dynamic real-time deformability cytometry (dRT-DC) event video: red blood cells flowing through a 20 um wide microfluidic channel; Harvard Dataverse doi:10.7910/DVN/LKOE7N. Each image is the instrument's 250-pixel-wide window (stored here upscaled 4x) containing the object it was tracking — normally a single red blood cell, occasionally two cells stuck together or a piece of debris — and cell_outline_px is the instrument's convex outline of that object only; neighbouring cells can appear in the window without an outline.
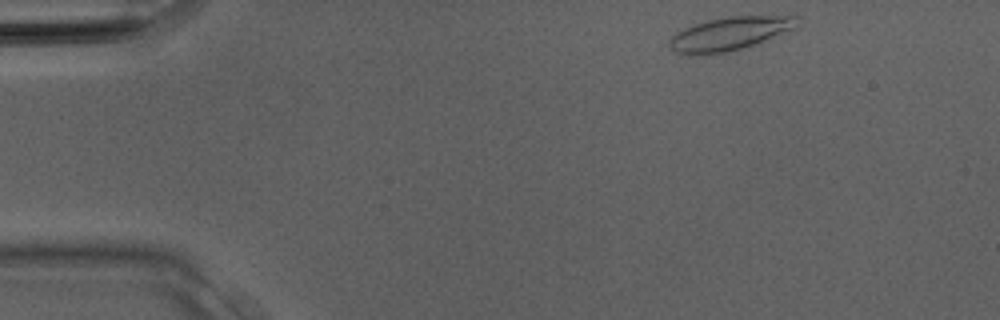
{"species": "Egyptian fruit bat (a non-hibernating species)", "species_latin": "Rousettus aegyptiacus", "temperature_condition": "room temperature", "stored_images_in_passage": 29, "camera_frame_rate_fps": 3000, "um_per_image_px": 0.085, "animal": {"sex": "male"}, "frame": {"image": 1, "passage_image": 1, "time_ms": 0.0, "image_size_px": [1000, 320], "cell_outline_px": [[800, 28], [728, 52], [700, 56], [688, 56], [676, 52], [668, 44], [668, 40], [676, 32], [692, 24], [708, 20], [728, 16], [800, 16]], "centroid_in_image_um": [62.03, 2.87], "position_along_channel_um": 23.0, "area_um2": 25.26}}
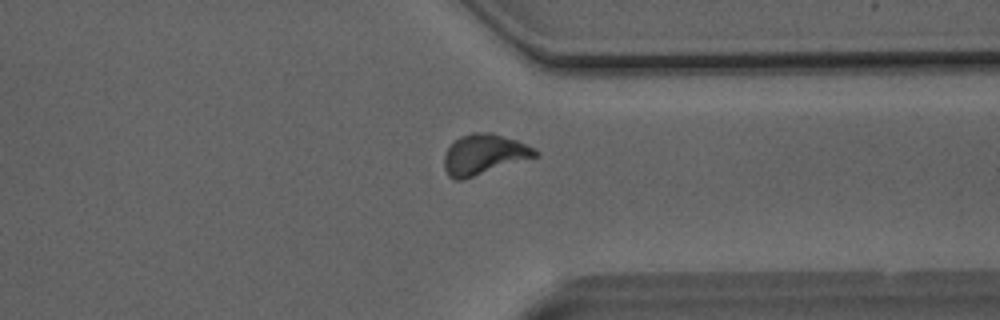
{"frame": {"image": 2, "passage_image": 22, "time_ms": 7.0, "image_size_px": [1000, 320], "cell_outline_px": [[540, 156], [464, 180], [452, 180], [448, 176], [444, 168], [444, 156], [448, 148], [460, 136], [472, 132], [492, 132], [516, 140], [540, 152]], "centroid_in_image_um": [41.14, 13.15], "position_along_channel_um": 370.3, "area_um2": 21.68}}
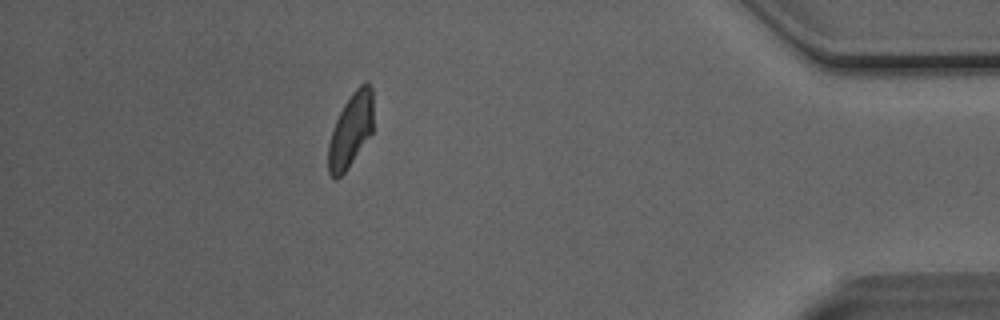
{"frame": {"image": 3, "passage_image": 26, "time_ms": 8.333, "image_size_px": [1000, 320], "cell_outline_px": [[372, 132], [344, 172], [336, 180], [328, 172], [328, 144], [336, 120], [344, 104], [352, 92], [364, 80], [368, 80], [372, 88]], "centroid_in_image_um": [29.81, 11.02], "position_along_channel_um": 405.4, "area_um2": 19.13}}